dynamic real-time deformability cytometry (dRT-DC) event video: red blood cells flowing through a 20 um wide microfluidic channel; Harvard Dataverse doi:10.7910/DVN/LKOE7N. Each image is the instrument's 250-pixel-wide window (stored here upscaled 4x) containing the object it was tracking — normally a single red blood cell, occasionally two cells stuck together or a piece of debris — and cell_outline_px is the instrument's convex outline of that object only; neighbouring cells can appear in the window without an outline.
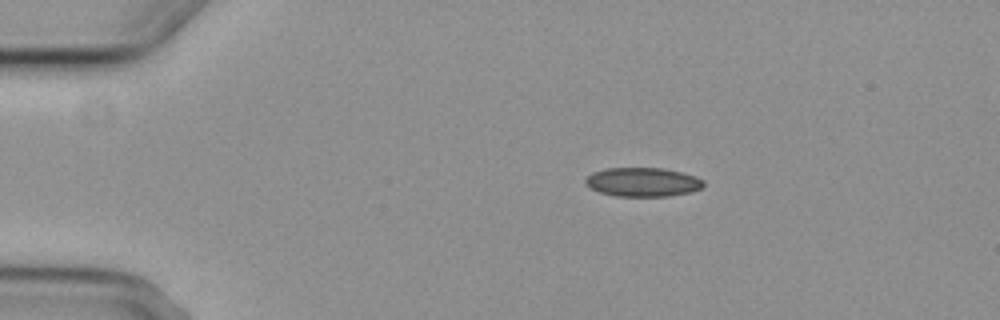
{"species": "common noctule bat (a hibernating species)", "species_latin": "Nyctalus noctula", "temperature_condition": "cold", "stored_images_in_passage": 5, "camera_frame_rate_fps": 3000, "um_per_image_px": 0.085, "animal": {"sex": "female", "body_mass_g": 29.2, "forearm_length_mm": 56.3}, "frame": {"image": 1, "passage_image": 3, "time_ms": 2.333, "image_size_px": [1000, 320], "cell_outline_px": [[704, 188], [692, 192], [668, 196], [616, 196], [600, 192], [584, 184], [584, 180], [592, 172], [604, 168], [664, 168], [696, 176], [704, 180]], "centroid_in_image_um": [54.65, 15.47], "position_along_channel_um": 30.3, "area_um2": 20.11}}
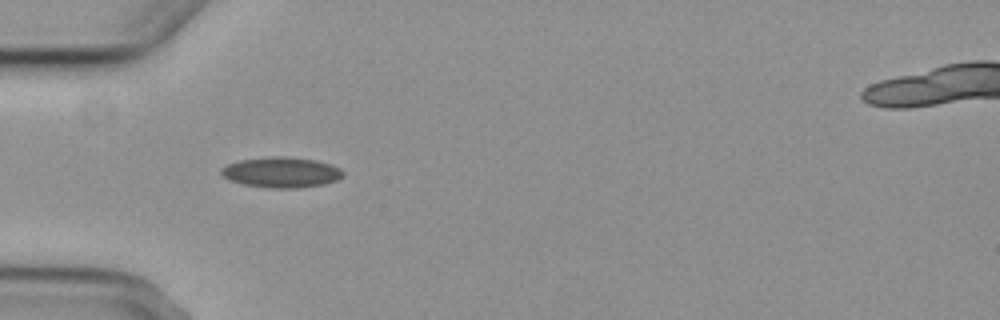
{"frame": {"image": 2, "passage_image": 5, "time_ms": 4.667, "image_size_px": [1000, 320], "cell_outline_px": [[344, 176], [336, 180], [324, 184], [300, 188], [264, 188], [244, 184], [228, 180], [220, 172], [220, 168], [228, 164], [240, 160], [272, 156], [288, 156], [316, 160], [332, 164], [340, 168], [344, 172]], "centroid_in_image_um": [23.93, 14.65], "position_along_channel_um": 61.1, "area_um2": 21.91}}